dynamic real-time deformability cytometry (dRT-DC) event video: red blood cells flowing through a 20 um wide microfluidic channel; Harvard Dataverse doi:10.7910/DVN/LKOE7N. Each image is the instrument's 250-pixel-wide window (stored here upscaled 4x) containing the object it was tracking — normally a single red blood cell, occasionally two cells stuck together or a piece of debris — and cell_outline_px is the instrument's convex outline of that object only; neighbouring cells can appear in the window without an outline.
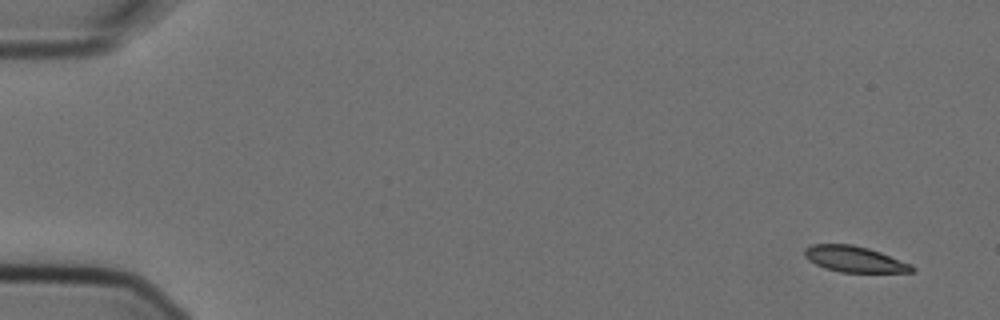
{"species": "Egyptian fruit bat (a non-hibernating species)", "species_latin": "Rousettus aegyptiacus", "temperature_condition": "cold", "stored_images_in_passage": 5, "camera_frame_rate_fps": 3000, "um_per_image_px": 0.085, "animal": {"sex": "female"}, "frame": {"image": 1, "passage_image": 1, "time_ms": 0.0, "image_size_px": [1000, 320], "cell_outline_px": [[916, 268], [912, 272], [840, 272], [824, 268], [808, 260], [804, 256], [804, 248], [812, 244], [852, 244], [868, 248], [880, 252], [912, 264]], "centroid_in_image_um": [72.62, 22.02], "position_along_channel_um": 12.4, "area_um2": 16.3}}
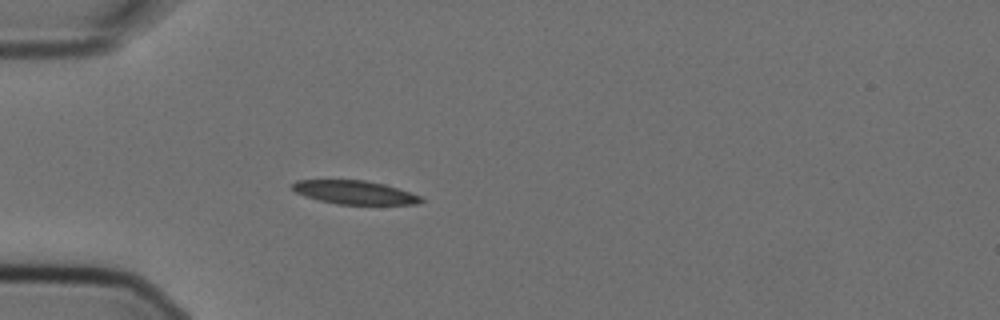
{"frame": {"image": 2, "passage_image": 5, "time_ms": 1.333, "image_size_px": [1000, 320], "cell_outline_px": [[424, 200], [416, 204], [336, 204], [304, 196], [296, 192], [292, 188], [292, 184], [296, 180], [364, 180], [384, 184], [420, 196]], "centroid_in_image_um": [30.1, 16.35], "position_along_channel_um": 54.9, "area_um2": 17.4}}